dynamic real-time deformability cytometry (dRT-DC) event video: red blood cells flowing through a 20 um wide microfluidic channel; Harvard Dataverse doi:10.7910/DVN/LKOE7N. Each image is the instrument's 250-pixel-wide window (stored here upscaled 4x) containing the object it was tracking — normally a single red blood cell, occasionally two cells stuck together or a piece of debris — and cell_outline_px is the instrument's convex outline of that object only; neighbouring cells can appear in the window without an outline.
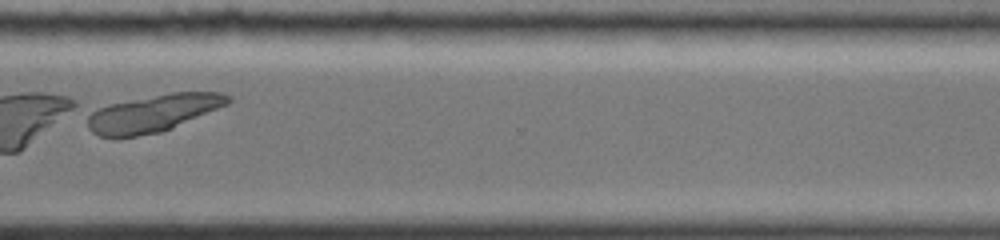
{"species": "common noctule bat (a hibernating species)", "species_latin": "Nyctalus noctula", "temperature_condition": "cold", "stored_images_in_passage": 44, "camera_frame_rate_fps": 3000, "um_per_image_px": 0.085, "animal": {"sex": "female", "body_mass_g": 19.0, "forearm_length_mm": 51.5}, "frame": {"image": 1, "passage_image": 37, "time_ms": 12.0, "image_size_px": [1000, 240], "cell_outline_px": [[232, 100], [228, 104], [172, 128], [160, 132], [120, 140], [116, 140], [100, 136], [92, 132], [88, 128], [88, 116], [92, 112], [108, 104], [172, 92], [224, 92], [232, 96]], "centroid_in_image_um": [13.02, 9.65], "position_along_channel_um": 357.6, "area_um2": 30.87}}